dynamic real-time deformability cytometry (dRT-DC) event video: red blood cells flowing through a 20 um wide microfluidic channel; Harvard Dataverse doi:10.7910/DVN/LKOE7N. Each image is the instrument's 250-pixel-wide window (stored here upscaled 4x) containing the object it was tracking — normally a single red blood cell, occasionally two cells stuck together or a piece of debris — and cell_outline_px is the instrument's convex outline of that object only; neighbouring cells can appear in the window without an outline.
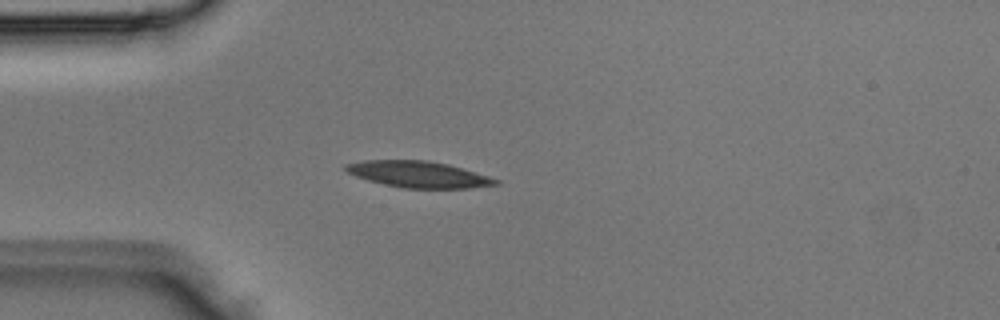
{"species": "Egyptian fruit bat (a non-hibernating species)", "species_latin": "Rousettus aegyptiacus", "temperature_condition": "room temperature", "stored_images_in_passage": 2, "camera_frame_rate_fps": 3000, "um_per_image_px": 0.085, "animal": {"sex": "male"}, "frame": {"image": 1, "passage_image": 2, "time_ms": 0.333, "image_size_px": [1000, 320], "cell_outline_px": [[500, 184], [468, 188], [400, 188], [368, 180], [356, 176], [348, 172], [344, 168], [344, 164], [364, 160], [428, 160], [448, 164], [488, 176], [500, 180]], "centroid_in_image_um": [35.56, 14.82], "position_along_channel_um": 49.4, "area_um2": 22.95}}